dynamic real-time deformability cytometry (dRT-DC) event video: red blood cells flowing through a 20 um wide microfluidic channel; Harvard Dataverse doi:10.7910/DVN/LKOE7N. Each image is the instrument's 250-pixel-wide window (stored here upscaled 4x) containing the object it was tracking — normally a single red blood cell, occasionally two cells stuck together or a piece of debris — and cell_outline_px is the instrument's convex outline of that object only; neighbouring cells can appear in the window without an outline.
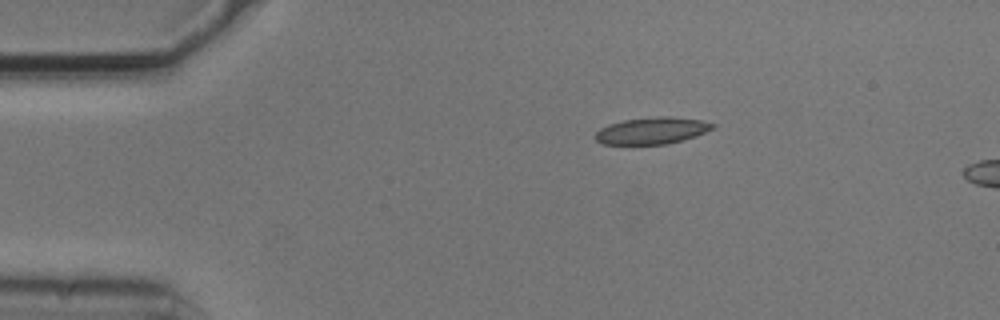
{"species": "common noctule bat (a hibernating species)", "species_latin": "Nyctalus noctula", "temperature_condition": "cold", "stored_images_in_passage": 3, "segment_of_instrument_passage": [1, 2], "camera_frame_rate_fps": 3000, "um_per_image_px": 0.085, "animal": {"sex": "male", "body_mass_g": 20.5, "forearm_length_mm": 52.5}, "frame": {"image": 1, "passage_image": 1, "time_ms": 0.0, "image_size_px": [1000, 320], "cell_outline_px": [[716, 128], [668, 144], [604, 144], [596, 140], [592, 136], [600, 128], [608, 124], [624, 120], [656, 116], [672, 116], [700, 120], [716, 124]], "centroid_in_image_um": [55.38, 11.09], "position_along_channel_um": 29.6, "area_um2": 18.26}}